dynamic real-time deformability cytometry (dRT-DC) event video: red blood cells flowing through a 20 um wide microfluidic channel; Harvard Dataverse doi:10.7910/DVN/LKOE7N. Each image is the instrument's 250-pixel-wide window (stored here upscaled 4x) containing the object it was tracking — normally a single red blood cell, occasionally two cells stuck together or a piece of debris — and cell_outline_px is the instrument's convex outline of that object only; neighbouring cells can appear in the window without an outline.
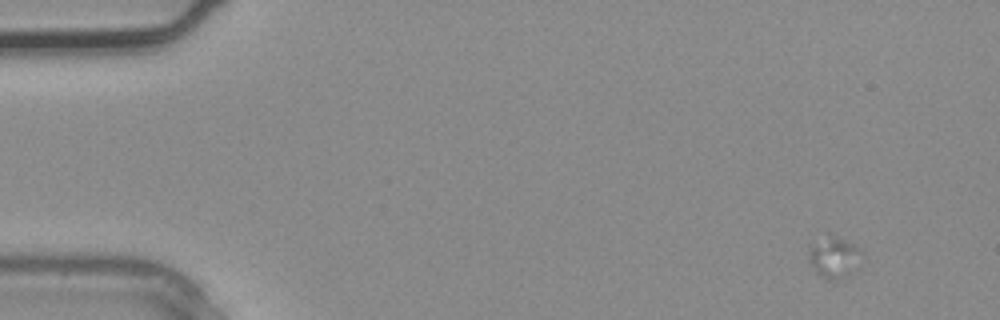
{"species": "common noctule bat (a hibernating species)", "species_latin": "Nyctalus noctula", "temperature_condition": "warm", "stored_images_in_passage": 3, "camera_frame_rate_fps": 3000, "um_per_image_px": 0.085, "animal": {"sex": "male", "body_mass_g": 20.4}, "frame": {"image": 1, "passage_image": 1, "time_ms": 0.0, "image_size_px": [1000, 320], "cell_outline_px": [[864, 252], [848, 272], [844, 276], [836, 280], [828, 280], [820, 276], [816, 272], [808, 260], [808, 248], [828, 232], [860, 248]], "centroid_in_image_um": [70.81, 21.82], "position_along_channel_um": 14.2, "area_um2": 12.43}}
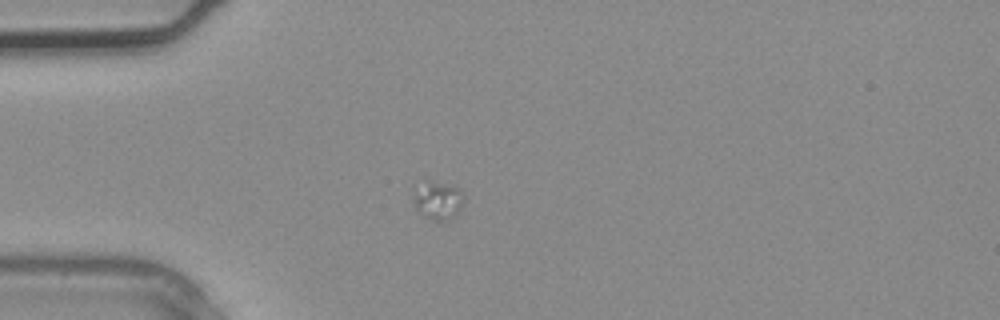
{"frame": {"image": 2, "passage_image": 3, "time_ms": 0.667, "image_size_px": [1000, 320], "cell_outline_px": [[464, 204], [444, 224], [440, 224], [424, 216], [416, 208], [412, 200], [428, 180], [460, 188], [464, 196]], "centroid_in_image_um": [37.29, 17.11], "position_along_channel_um": 47.7, "area_um2": 10.92}}